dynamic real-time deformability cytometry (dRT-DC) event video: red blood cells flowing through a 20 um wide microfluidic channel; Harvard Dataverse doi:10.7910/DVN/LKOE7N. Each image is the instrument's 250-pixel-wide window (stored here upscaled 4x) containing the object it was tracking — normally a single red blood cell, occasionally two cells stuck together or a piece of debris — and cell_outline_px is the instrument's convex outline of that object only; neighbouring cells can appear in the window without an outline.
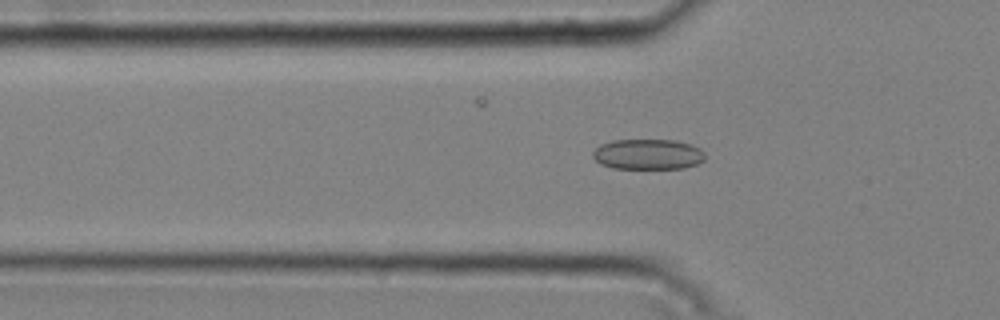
{"species": "common noctule bat (a hibernating species)", "species_latin": "Nyctalus noctula", "temperature_condition": "cold", "stored_images_in_passage": 51, "camera_frame_rate_fps": 3000, "um_per_image_px": 0.085, "animal": {"sex": "male", "body_mass_g": 20.4}, "frame": {"image": 1, "passage_image": 17, "time_ms": 5.333, "image_size_px": [1000, 320], "cell_outline_px": [[704, 160], [696, 164], [684, 168], [612, 168], [600, 164], [592, 156], [592, 152], [600, 144], [612, 140], [676, 140], [700, 148], [704, 152]], "centroid_in_image_um": [55.05, 13.11], "position_along_channel_um": 70.8, "area_um2": 19.88}}
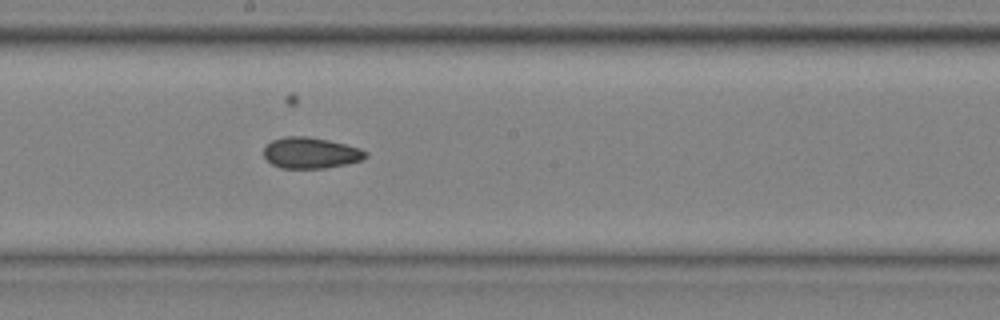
{"frame": {"image": 2, "passage_image": 29, "time_ms": 9.333, "image_size_px": [1000, 320], "cell_outline_px": [[368, 156], [360, 160], [344, 164], [324, 168], [280, 168], [272, 164], [264, 156], [264, 148], [272, 140], [284, 136], [304, 136], [328, 140], [360, 148], [368, 152]], "centroid_in_image_um": [26.39, 12.99], "position_along_channel_um": 221.8, "area_um2": 18.26}}
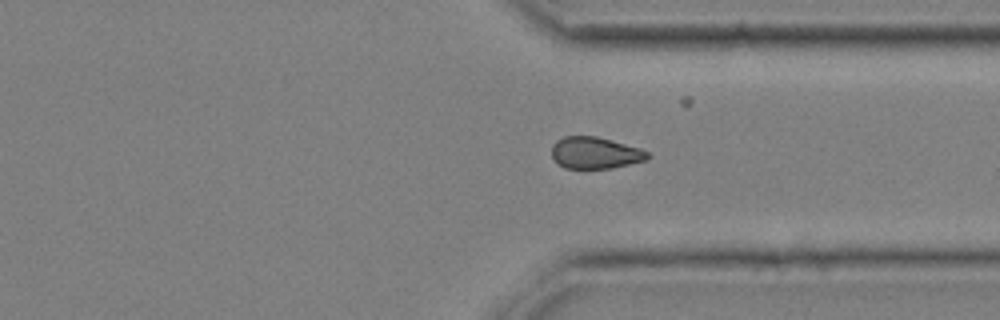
{"frame": {"image": 3, "passage_image": 40, "time_ms": 13.0, "image_size_px": [1000, 320], "cell_outline_px": [[652, 156], [648, 160], [612, 168], [564, 168], [556, 164], [552, 156], [552, 144], [556, 140], [564, 136], [596, 136], [612, 140], [640, 148], [648, 152]], "centroid_in_image_um": [50.59, 12.99], "position_along_channel_um": 360.8, "area_um2": 17.98}, "authors_computed_cell_mechanics": {"area_um2": 18.6694, "velocity_mm_per_s": 3.7753, "shape_relaxation_time_tau1_ms": 4.7021, "shape_relaxation_time_tau2_ms": 4.3544, "deformation_change_tau1": 0.0692, "deformation_change_tau2": 0.0981}}